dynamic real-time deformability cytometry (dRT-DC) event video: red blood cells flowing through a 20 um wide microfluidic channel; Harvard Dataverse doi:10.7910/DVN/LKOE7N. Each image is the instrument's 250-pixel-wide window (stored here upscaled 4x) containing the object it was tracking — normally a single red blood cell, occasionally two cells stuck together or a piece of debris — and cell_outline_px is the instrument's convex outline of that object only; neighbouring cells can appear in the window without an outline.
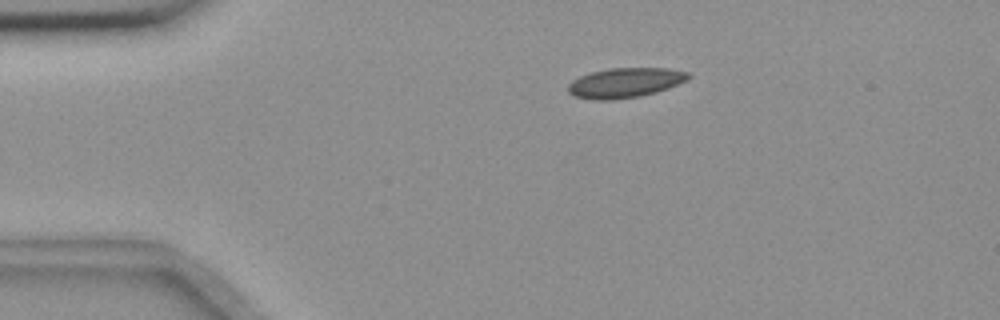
{"species": "common noctule bat (a hibernating species)", "species_latin": "Nyctalus noctula", "temperature_condition": "room temperature", "stored_images_in_passage": 46, "camera_frame_rate_fps": 3000, "um_per_image_px": 0.085, "animal": {"sex": "female", "body_mass_g": 18.4}, "frame": {"image": 1, "passage_image": 1, "time_ms": 0.0, "image_size_px": [1000, 320], "cell_outline_px": [[692, 76], [688, 80], [668, 88], [656, 92], [640, 96], [612, 100], [596, 100], [576, 96], [568, 92], [568, 84], [572, 80], [580, 76], [592, 72], [608, 68], [668, 68], [688, 72]], "centroid_in_image_um": [53.15, 7.03], "position_along_channel_um": 31.8, "area_um2": 20.92}}
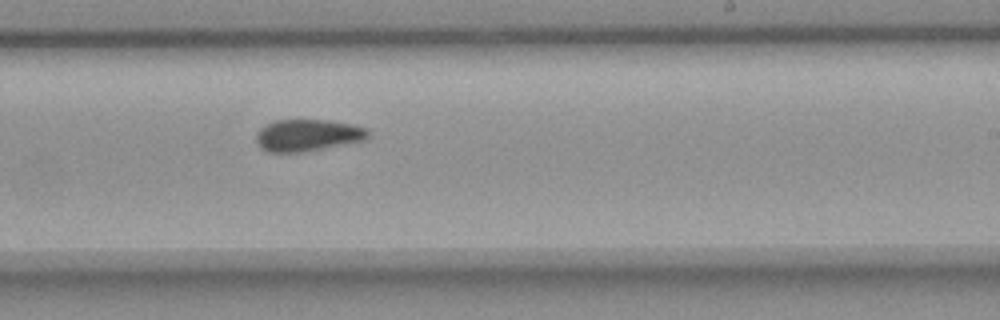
{"frame": {"image": 2, "passage_image": 24, "time_ms": 7.667, "image_size_px": [1000, 320], "cell_outline_px": [[368, 136], [364, 140], [300, 152], [268, 152], [260, 148], [256, 140], [256, 132], [264, 124], [276, 120], [328, 120], [352, 124], [368, 128]], "centroid_in_image_um": [26.1, 11.48], "position_along_channel_um": 262.9, "area_um2": 20.69}}
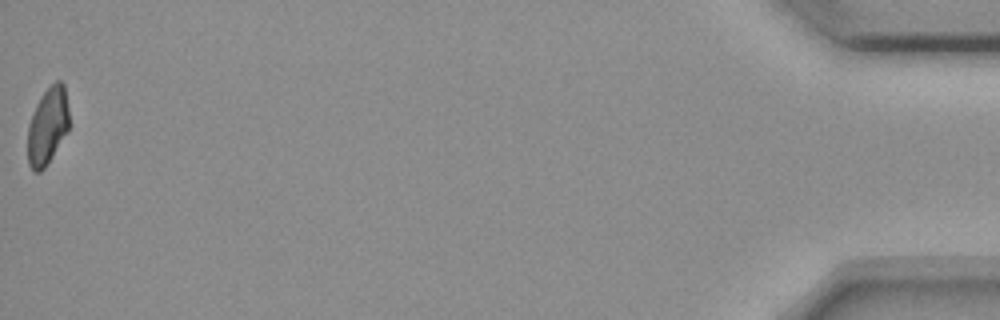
{"frame": {"image": 3, "passage_image": 46, "time_ms": 15.0, "image_size_px": [1000, 320], "cell_outline_px": [[68, 132], [44, 168], [40, 172], [36, 172], [28, 164], [28, 124], [32, 112], [40, 96], [56, 80], [60, 80], [64, 84], [68, 108]], "centroid_in_image_um": [4.04, 10.69], "position_along_channel_um": 431.2, "area_um2": 18.55}, "authors_computed_cell_mechanics": {"area_um2": 20.6635, "velocity_mm_per_s": 3.6383, "shape_relaxation_time_tau1_ms": 11.1773, "shape_relaxation_time_tau2_ms": 5.6075, "deformation_change_tau1": 0.1559, "deformation_change_tau2": 0.0827}}